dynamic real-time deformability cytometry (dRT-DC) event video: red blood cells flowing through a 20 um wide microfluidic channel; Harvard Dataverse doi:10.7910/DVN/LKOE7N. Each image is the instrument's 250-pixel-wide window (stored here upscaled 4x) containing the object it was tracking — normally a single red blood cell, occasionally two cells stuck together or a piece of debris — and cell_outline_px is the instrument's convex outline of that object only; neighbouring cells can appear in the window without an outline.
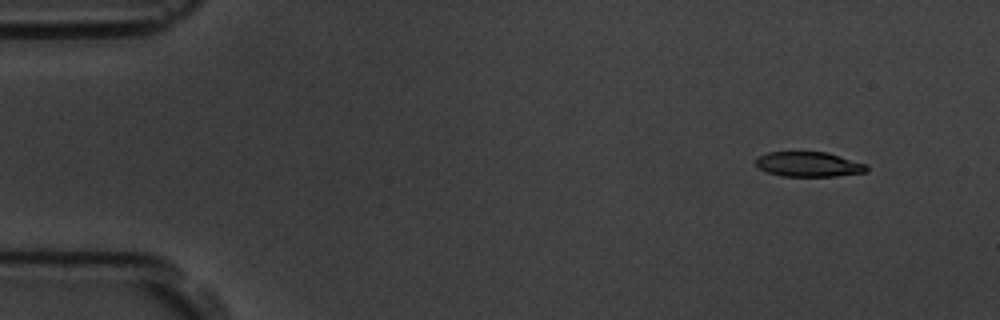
{"species": "common noctule bat (a hibernating species)", "species_latin": "Nyctalus noctula", "temperature_condition": "room temperature", "stored_images_in_passage": 5, "camera_frame_rate_fps": 3000, "um_per_image_px": 0.085, "animal": {"sex": "male", "body_mass_g": 19.5, "forearm_length_mm": 54.6}, "frame": {"image": 1, "passage_image": 2, "time_ms": 1.0, "image_size_px": [1000, 320], "cell_outline_px": [[868, 172], [836, 176], [780, 176], [768, 172], [760, 168], [756, 164], [756, 156], [768, 152], [828, 152], [868, 164]], "centroid_in_image_um": [68.78, 13.96], "position_along_channel_um": 16.2, "area_um2": 16.24}}
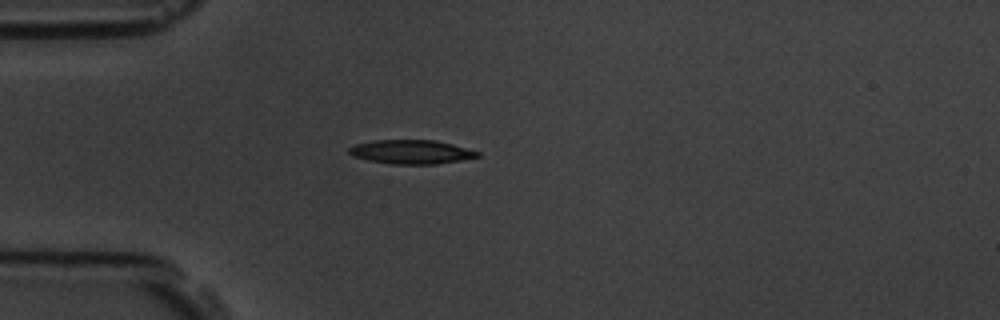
{"frame": {"image": 2, "passage_image": 5, "time_ms": 4.333, "image_size_px": [1000, 320], "cell_outline_px": [[480, 156], [460, 160], [436, 164], [388, 164], [368, 160], [352, 156], [348, 152], [348, 148], [356, 144], [372, 140], [436, 140], [452, 144], [480, 152]], "centroid_in_image_um": [34.92, 12.91], "position_along_channel_um": 50.1, "area_um2": 17.98}}